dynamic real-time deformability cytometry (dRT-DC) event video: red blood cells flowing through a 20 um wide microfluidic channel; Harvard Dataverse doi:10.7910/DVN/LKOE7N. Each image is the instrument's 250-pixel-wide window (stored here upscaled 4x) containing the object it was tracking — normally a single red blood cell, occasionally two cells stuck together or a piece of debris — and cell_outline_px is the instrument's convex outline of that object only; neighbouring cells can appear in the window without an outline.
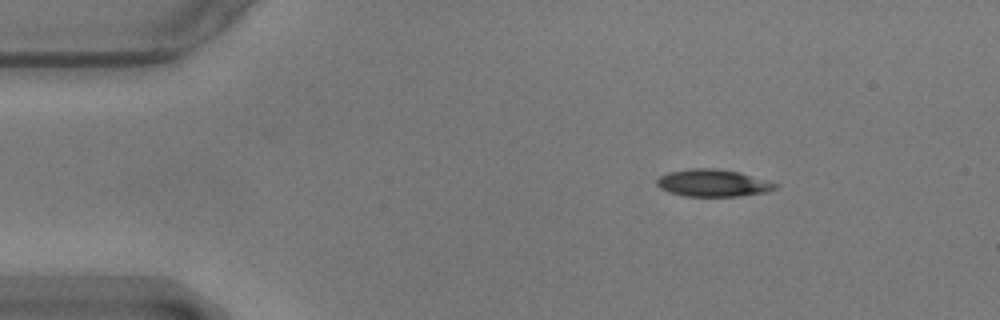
{"species": "common noctule bat (a hibernating species)", "species_latin": "Nyctalus noctula", "temperature_condition": "warm", "stored_images_in_passage": 49, "camera_frame_rate_fps": 3000, "um_per_image_px": 0.085, "animal": {"sex": "male", "body_mass_g": 17.9}, "frame": {"image": 1, "passage_image": 1, "time_ms": 0.0, "image_size_px": [1000, 320], "cell_outline_px": [[780, 188], [768, 192], [740, 196], [684, 196], [668, 192], [660, 188], [656, 184], [656, 180], [660, 176], [668, 172], [688, 168], [716, 168], [740, 172], [768, 180], [780, 184]], "centroid_in_image_um": [60.65, 15.55], "position_along_channel_um": 24.3, "area_um2": 19.19}}
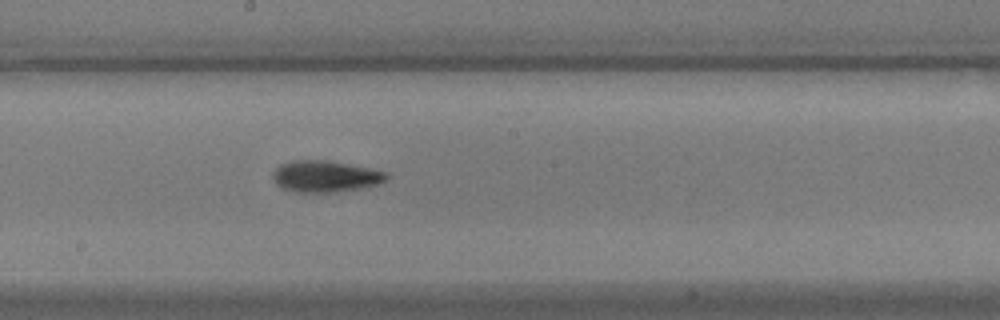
{"frame": {"image": 2, "passage_image": 23, "time_ms": 7.333, "image_size_px": [1000, 320], "cell_outline_px": [[388, 180], [380, 184], [360, 188], [332, 192], [296, 192], [280, 188], [272, 180], [272, 172], [280, 164], [292, 160], [328, 160], [388, 172]], "centroid_in_image_um": [27.62, 14.99], "position_along_channel_um": 220.6, "area_um2": 21.04}}
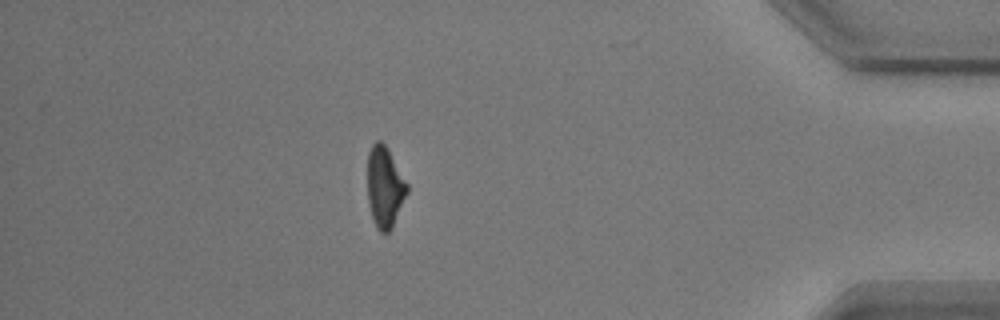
{"frame": {"image": 3, "passage_image": 42, "time_ms": 13.667, "image_size_px": [1000, 320], "cell_outline_px": [[408, 192], [392, 228], [388, 232], [380, 232], [376, 228], [372, 220], [368, 204], [368, 152], [372, 144], [376, 140], [380, 140], [384, 144], [408, 184]], "centroid_in_image_um": [32.69, 15.93], "position_along_channel_um": 402.5, "area_um2": 18.61}, "authors_computed_cell_mechanics": {"area_um2": 19.363, "velocity_mm_per_s": 3.5649, "shape_relaxation_time_tau1_ms": 3.1378, "shape_relaxation_time_tau2_ms": 8.451, "deformation_change_tau1": 0.1303, "deformation_change_tau2": 0.1988}}